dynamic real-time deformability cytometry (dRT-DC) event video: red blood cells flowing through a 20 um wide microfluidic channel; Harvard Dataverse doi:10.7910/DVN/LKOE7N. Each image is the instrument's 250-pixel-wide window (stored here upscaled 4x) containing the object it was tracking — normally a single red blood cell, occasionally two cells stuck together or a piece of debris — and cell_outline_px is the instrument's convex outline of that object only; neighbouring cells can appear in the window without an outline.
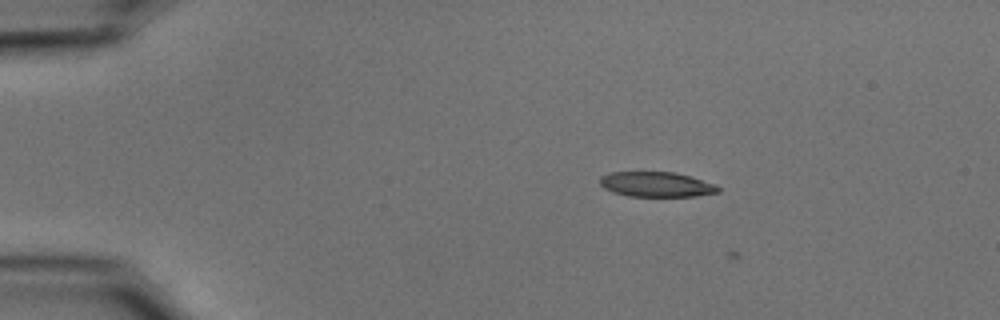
{"species": "common noctule bat (a hibernating species)", "species_latin": "Nyctalus noctula", "temperature_condition": "cold", "stored_images_in_passage": 12, "camera_frame_rate_fps": 3000, "um_per_image_px": 0.085, "animal": {"sex": "male", "body_mass_g": 15.6}, "frame": {"image": 1, "passage_image": 11, "time_ms": 3.333, "image_size_px": [1000, 320], "cell_outline_px": [[720, 192], [696, 196], [628, 196], [612, 192], [604, 188], [600, 184], [600, 176], [612, 172], [676, 172], [716, 184], [720, 188]], "centroid_in_image_um": [55.8, 15.67], "position_along_channel_um": 29.2, "area_um2": 17.28}}